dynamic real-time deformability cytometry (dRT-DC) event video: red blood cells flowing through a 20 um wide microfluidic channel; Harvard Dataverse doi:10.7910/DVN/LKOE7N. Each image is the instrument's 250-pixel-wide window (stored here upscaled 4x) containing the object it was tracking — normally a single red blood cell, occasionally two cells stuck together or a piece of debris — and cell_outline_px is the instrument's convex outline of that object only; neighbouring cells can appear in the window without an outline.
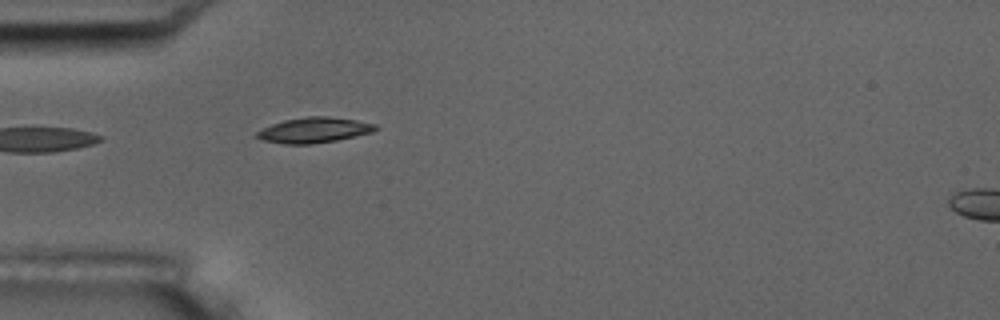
{"species": "common noctule bat (a hibernating species)", "species_latin": "Nyctalus noctula", "temperature_condition": "room temperature", "stored_images_in_passage": 3, "segment_of_instrument_passage": [1, 2], "camera_frame_rate_fps": 3000, "um_per_image_px": 0.085, "animal": {"sex": "male", "body_mass_g": 17.5, "forearm_length_mm": 52.3}, "frame": {"image": 1, "passage_image": 2, "time_ms": 1.0, "image_size_px": [1000, 320], "cell_outline_px": [[380, 128], [372, 132], [336, 140], [308, 144], [284, 144], [264, 140], [252, 136], [256, 132], [272, 124], [284, 120], [308, 116], [328, 116], [356, 120], [376, 124]], "centroid_in_image_um": [26.69, 11.05], "position_along_channel_um": 58.3, "area_um2": 17.46}}